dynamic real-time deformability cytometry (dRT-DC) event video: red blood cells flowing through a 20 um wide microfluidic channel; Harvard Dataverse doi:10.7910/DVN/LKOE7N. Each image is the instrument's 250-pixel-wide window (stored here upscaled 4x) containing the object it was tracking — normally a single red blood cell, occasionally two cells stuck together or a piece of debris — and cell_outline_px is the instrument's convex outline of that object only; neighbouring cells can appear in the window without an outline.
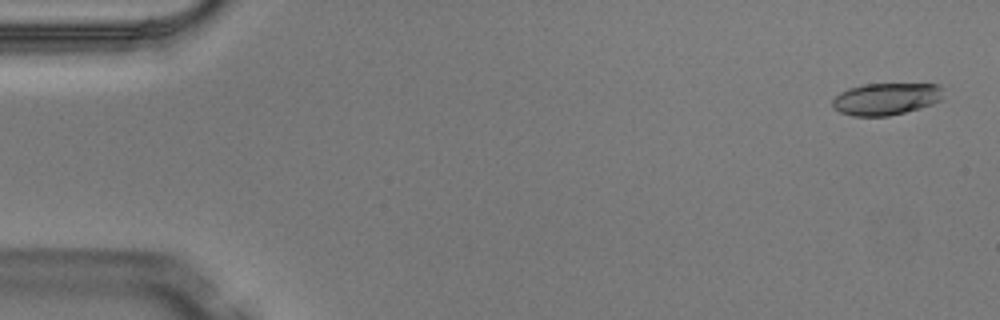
{"species": "Egyptian fruit bat (a non-hibernating species)", "species_latin": "Rousettus aegyptiacus", "temperature_condition": "warm", "stored_images_in_passage": 5, "camera_frame_rate_fps": 3000, "um_per_image_px": 0.085, "animal": {"sex": "male"}, "frame": {"image": 1, "passage_image": 1, "time_ms": 0.0, "image_size_px": [1000, 320], "cell_outline_px": [[944, 100], [920, 108], [888, 116], [852, 116], [840, 112], [832, 104], [832, 100], [840, 92], [848, 88], [864, 84], [936, 84], [940, 88]], "centroid_in_image_um": [75.31, 8.41], "position_along_channel_um": 9.7, "area_um2": 20.63}}
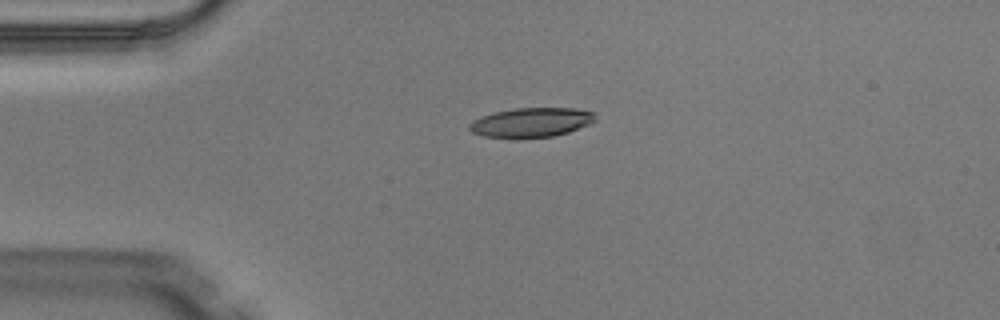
{"frame": {"image": 2, "passage_image": 4, "time_ms": 1.0, "image_size_px": [1000, 320], "cell_outline_px": [[596, 120], [588, 124], [568, 132], [552, 136], [516, 140], [484, 136], [472, 132], [468, 128], [468, 124], [472, 120], [492, 112], [516, 108], [572, 108], [592, 112]], "centroid_in_image_um": [45.07, 10.43], "position_along_channel_um": 39.9, "area_um2": 21.91}}